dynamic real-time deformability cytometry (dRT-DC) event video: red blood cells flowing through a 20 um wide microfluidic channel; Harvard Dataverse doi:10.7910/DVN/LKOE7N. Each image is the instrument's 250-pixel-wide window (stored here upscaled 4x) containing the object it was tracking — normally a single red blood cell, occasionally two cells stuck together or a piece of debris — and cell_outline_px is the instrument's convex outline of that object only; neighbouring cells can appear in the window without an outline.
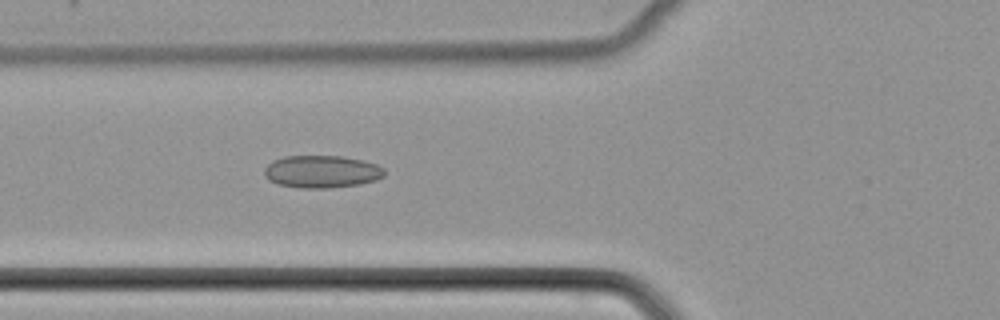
{"species": "common noctule bat (a hibernating species)", "species_latin": "Nyctalus noctula", "temperature_condition": "cold", "stored_images_in_passage": 21, "camera_frame_rate_fps": 3000, "um_per_image_px": 0.085, "animal": {"sex": "female", "body_mass_g": 22.7, "forearm_length_mm": 54.2}, "frame": {"image": 1, "passage_image": 20, "time_ms": 6.333, "image_size_px": [1000, 320], "cell_outline_px": [[384, 176], [376, 180], [360, 184], [328, 188], [300, 188], [276, 184], [268, 180], [264, 176], [264, 168], [272, 160], [284, 156], [340, 156], [360, 160], [376, 164], [384, 168]], "centroid_in_image_um": [27.3, 14.59], "position_along_channel_um": 98.5, "area_um2": 22.83}}